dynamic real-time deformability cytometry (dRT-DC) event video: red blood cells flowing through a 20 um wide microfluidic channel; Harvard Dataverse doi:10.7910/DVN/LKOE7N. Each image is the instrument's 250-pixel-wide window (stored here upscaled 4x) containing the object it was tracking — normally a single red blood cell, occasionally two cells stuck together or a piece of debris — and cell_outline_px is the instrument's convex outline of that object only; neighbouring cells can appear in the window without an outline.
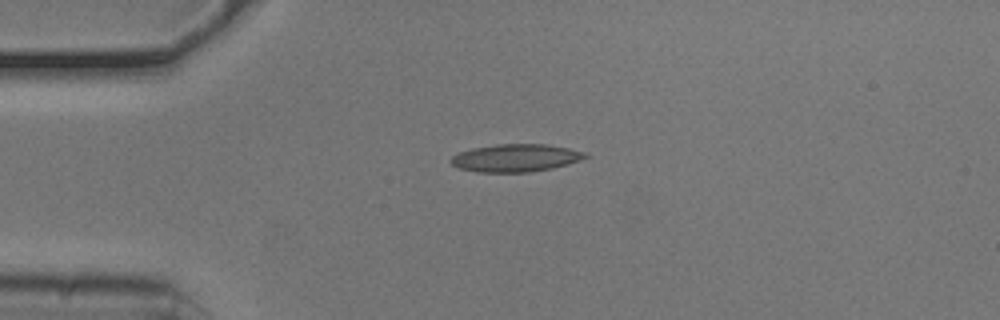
{"species": "common noctule bat (a hibernating species)", "species_latin": "Nyctalus noctula", "temperature_condition": "cold", "stored_images_in_passage": 16, "camera_frame_rate_fps": 3000, "um_per_image_px": 0.085, "animal": {"sex": "male", "body_mass_g": 20.5, "forearm_length_mm": 52.5}, "frame": {"image": 1, "passage_image": 1, "time_ms": 0.0, "image_size_px": [1000, 320], "cell_outline_px": [[588, 156], [580, 160], [568, 164], [552, 168], [528, 172], [476, 172], [460, 168], [452, 164], [448, 160], [452, 156], [460, 152], [472, 148], [496, 144], [544, 144], [568, 148], [588, 152]], "centroid_in_image_um": [43.83, 13.42], "position_along_channel_um": 41.2, "area_um2": 21.68}}
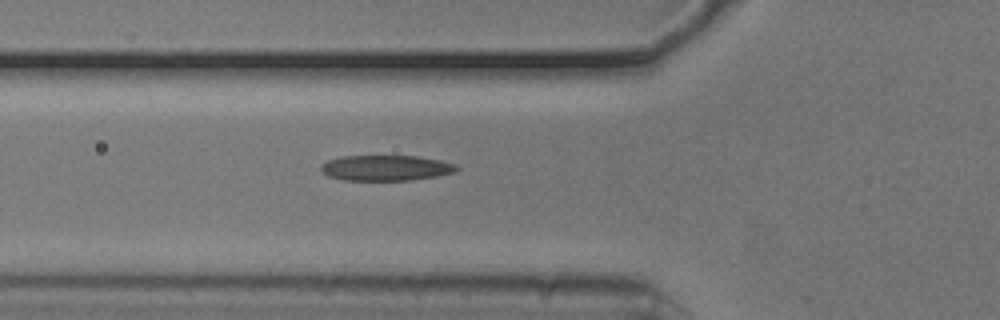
{"frame": {"image": 2, "passage_image": 7, "time_ms": 2.0, "image_size_px": [1000, 320], "cell_outline_px": [[460, 168], [456, 172], [436, 176], [412, 180], [344, 180], [328, 176], [320, 168], [328, 160], [340, 156], [416, 156], [440, 160], [456, 164]], "centroid_in_image_um": [32.84, 14.27], "position_along_channel_um": 93.0, "area_um2": 20.11}}
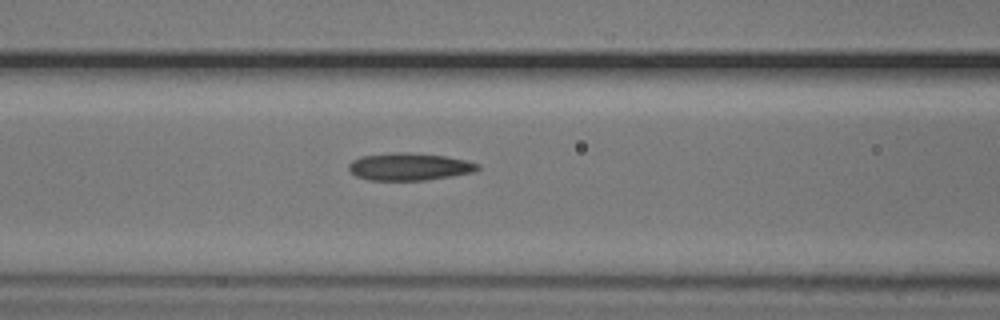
{"frame": {"image": 3, "passage_image": 10, "time_ms": 3.0, "image_size_px": [1000, 320], "cell_outline_px": [[480, 168], [472, 172], [452, 176], [424, 180], [368, 180], [356, 176], [348, 168], [348, 164], [352, 160], [360, 156], [392, 152], [408, 152], [444, 156], [464, 160], [480, 164]], "centroid_in_image_um": [34.75, 14.16], "position_along_channel_um": 131.8, "area_um2": 20.58}}